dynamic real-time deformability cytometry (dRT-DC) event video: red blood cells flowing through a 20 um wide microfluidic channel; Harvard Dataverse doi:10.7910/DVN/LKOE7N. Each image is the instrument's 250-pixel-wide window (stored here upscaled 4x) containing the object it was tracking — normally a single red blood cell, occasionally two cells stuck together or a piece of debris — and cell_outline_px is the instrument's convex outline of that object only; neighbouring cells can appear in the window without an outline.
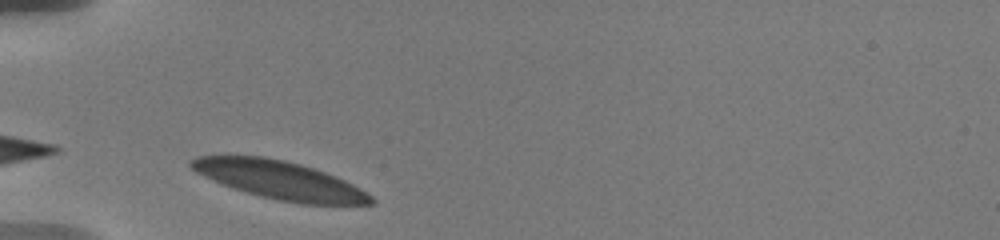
{"species": "human", "species_latin": "Homo sapiens", "temperature_condition": "warm", "stored_images_in_passage": 11, "camera_frame_rate_fps": 3000, "um_per_image_px": 0.085, "donor": {"sex": "male"}, "frame": {"image": 1, "passage_image": 2, "time_ms": 0.333, "image_size_px": [1000, 240], "cell_outline_px": [[376, 204], [300, 204], [260, 196], [232, 188], [204, 176], [196, 172], [188, 164], [188, 160], [196, 156], [264, 156], [284, 160], [300, 164], [336, 176], [360, 188], [372, 196], [376, 200]], "centroid_in_image_um": [23.78, 15.3], "position_along_channel_um": 61.2, "area_um2": 39.77}}
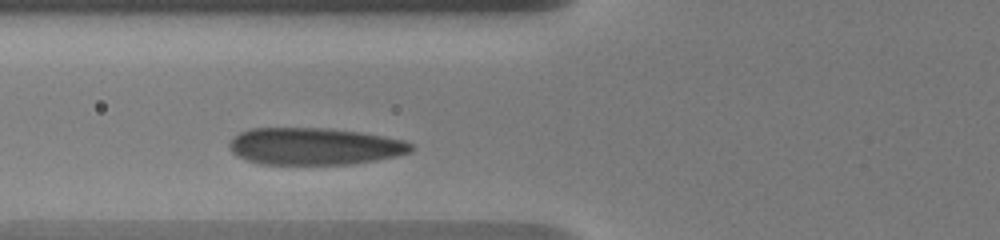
{"frame": {"image": 2, "passage_image": 4, "time_ms": 1.667, "image_size_px": [1000, 240], "cell_outline_px": [[416, 148], [412, 152], [396, 156], [376, 160], [348, 164], [260, 164], [236, 156], [228, 148], [228, 144], [240, 132], [252, 128], [328, 128], [360, 132], [384, 136], [404, 140], [412, 144]], "centroid_in_image_um": [26.75, 12.43], "position_along_channel_um": 99.1, "area_um2": 39.36}}
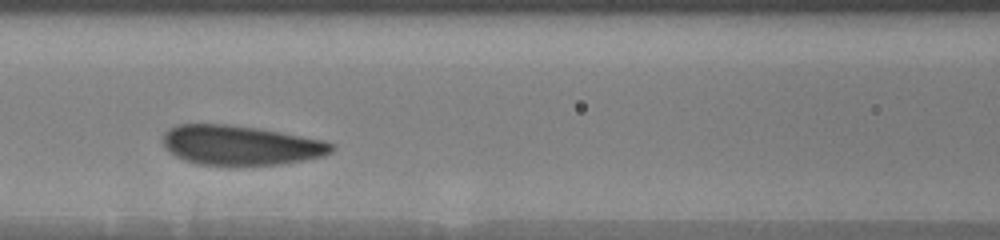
{"frame": {"image": 3, "passage_image": 7, "time_ms": 3.0, "image_size_px": [1000, 240], "cell_outline_px": [[336, 148], [332, 152], [324, 156], [304, 160], [280, 164], [236, 168], [196, 164], [184, 160], [176, 156], [164, 148], [164, 132], [168, 128], [176, 124], [224, 124], [256, 128], [280, 132], [320, 140], [332, 144]], "centroid_in_image_um": [20.4, 12.39], "position_along_channel_um": 146.2, "area_um2": 39.71}}